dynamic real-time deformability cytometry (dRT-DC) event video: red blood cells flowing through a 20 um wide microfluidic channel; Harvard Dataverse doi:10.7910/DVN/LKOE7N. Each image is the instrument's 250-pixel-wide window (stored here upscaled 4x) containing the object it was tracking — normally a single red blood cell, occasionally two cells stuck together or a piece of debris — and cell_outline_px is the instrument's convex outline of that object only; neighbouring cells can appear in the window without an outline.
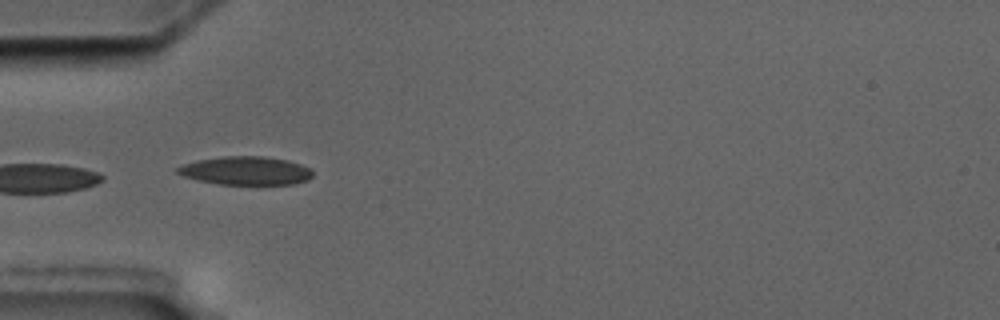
{"species": "common noctule bat (a hibernating species)", "species_latin": "Nyctalus noctula", "temperature_condition": "cold", "stored_images_in_passage": 6, "camera_frame_rate_fps": 3000, "um_per_image_px": 0.085, "animal": {"sex": "male", "body_mass_g": 17.5, "forearm_length_mm": 52.3}, "frame": {"image": 1, "passage_image": 6, "time_ms": 5.333, "image_size_px": [1000, 320], "cell_outline_px": [[312, 176], [308, 180], [292, 184], [216, 184], [196, 180], [184, 176], [176, 172], [176, 168], [180, 164], [196, 160], [224, 156], [264, 156], [288, 160], [312, 168]], "centroid_in_image_um": [20.87, 14.5], "position_along_channel_um": 64.1, "area_um2": 22.6}}